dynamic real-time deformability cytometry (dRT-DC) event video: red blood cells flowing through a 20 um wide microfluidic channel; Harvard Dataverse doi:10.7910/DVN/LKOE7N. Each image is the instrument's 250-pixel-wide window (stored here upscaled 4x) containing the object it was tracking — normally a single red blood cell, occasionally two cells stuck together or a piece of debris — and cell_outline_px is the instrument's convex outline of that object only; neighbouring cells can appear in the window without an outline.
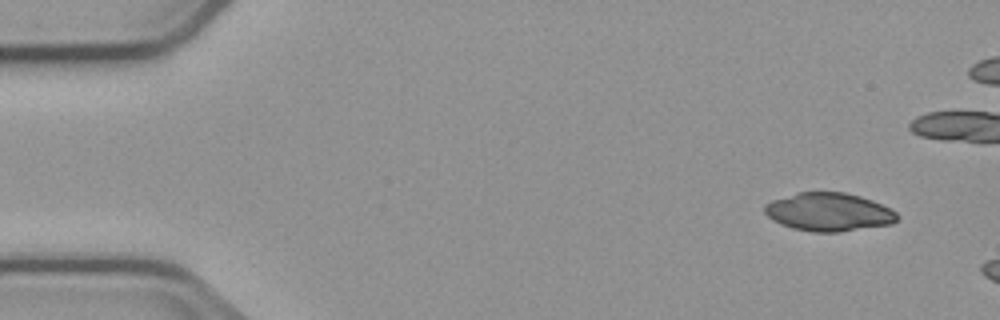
{"species": "common noctule bat (a hibernating species)", "species_latin": "Nyctalus noctula", "temperature_condition": "cold", "stored_images_in_passage": 3, "camera_frame_rate_fps": 3000, "um_per_image_px": 0.085, "animal": {"sex": "male", "body_mass_g": 23.1, "forearm_length_mm": 52.7}, "frame": {"image": 1, "passage_image": 1, "time_ms": 0.0, "image_size_px": [1000, 320], "cell_outline_px": [[900, 216], [892, 224], [840, 232], [812, 232], [792, 228], [780, 224], [772, 220], [764, 212], [764, 204], [772, 200], [800, 192], [844, 192], [860, 196], [872, 200], [892, 208]], "centroid_in_image_um": [70.46, 18.02], "position_along_channel_um": 14.5, "area_um2": 29.77}}